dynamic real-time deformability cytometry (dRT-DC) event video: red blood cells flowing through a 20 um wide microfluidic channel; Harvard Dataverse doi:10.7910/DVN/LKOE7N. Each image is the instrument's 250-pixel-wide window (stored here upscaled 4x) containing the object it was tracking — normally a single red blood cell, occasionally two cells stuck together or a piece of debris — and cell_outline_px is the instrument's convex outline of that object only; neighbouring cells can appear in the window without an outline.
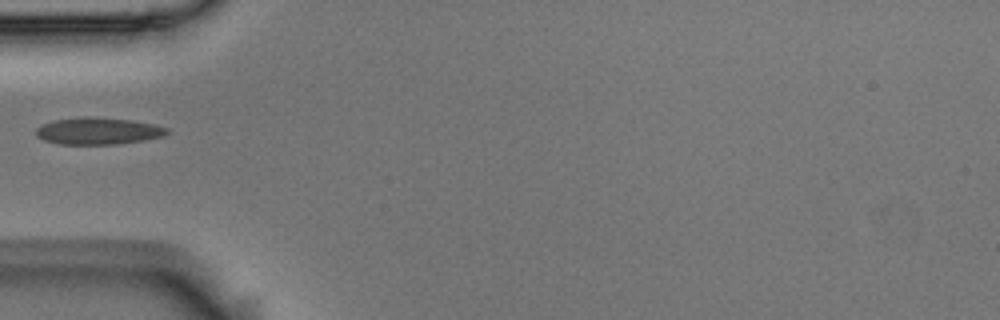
{"species": "Egyptian fruit bat (a non-hibernating species)", "species_latin": "Rousettus aegyptiacus", "temperature_condition": "room temperature", "stored_images_in_passage": 38, "camera_frame_rate_fps": 3000, "um_per_image_px": 0.085, "animal": {"sex": "male"}, "frame": {"image": 1, "passage_image": 1, "time_ms": 0.0, "image_size_px": [1000, 320], "cell_outline_px": [[168, 132], [164, 136], [144, 140], [116, 144], [60, 144], [44, 140], [36, 136], [36, 128], [40, 124], [52, 120], [84, 116], [96, 116], [132, 120], [156, 124], [168, 128]], "centroid_in_image_um": [8.33, 11.11], "position_along_channel_um": 76.7, "area_um2": 20.87}}
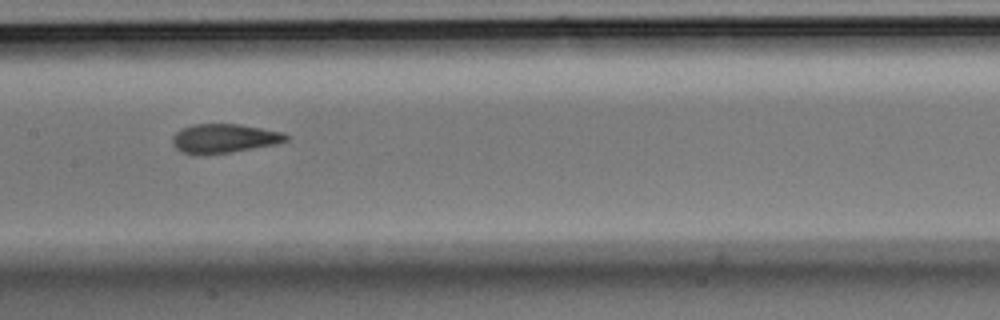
{"frame": {"image": 2, "passage_image": 10, "time_ms": 3.0, "image_size_px": [1000, 320], "cell_outline_px": [[292, 136], [288, 140], [276, 144], [228, 152], [196, 156], [184, 152], [176, 148], [172, 144], [172, 136], [176, 132], [192, 124], [240, 124], [284, 132]], "centroid_in_image_um": [19.07, 11.76], "position_along_channel_um": 188.3, "area_um2": 19.36}}
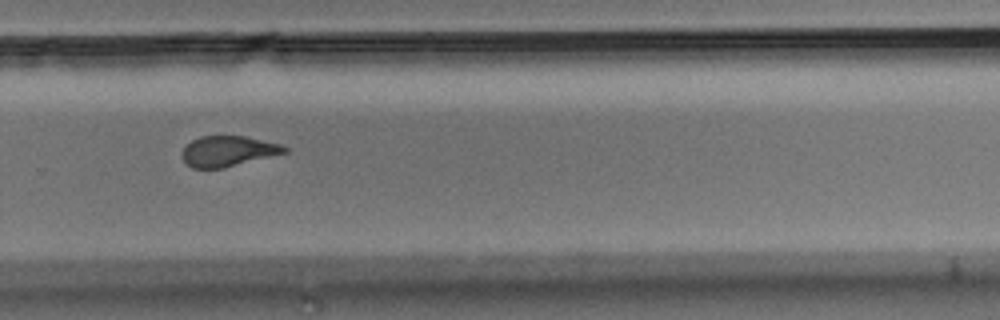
{"frame": {"image": 3, "passage_image": 20, "time_ms": 6.333, "image_size_px": [1000, 320], "cell_outline_px": [[288, 152], [224, 168], [192, 168], [184, 164], [180, 156], [180, 152], [192, 140], [200, 136], [244, 136], [280, 144], [288, 148]], "centroid_in_image_um": [19.33, 12.86], "position_along_channel_um": 310.5, "area_um2": 18.32}}